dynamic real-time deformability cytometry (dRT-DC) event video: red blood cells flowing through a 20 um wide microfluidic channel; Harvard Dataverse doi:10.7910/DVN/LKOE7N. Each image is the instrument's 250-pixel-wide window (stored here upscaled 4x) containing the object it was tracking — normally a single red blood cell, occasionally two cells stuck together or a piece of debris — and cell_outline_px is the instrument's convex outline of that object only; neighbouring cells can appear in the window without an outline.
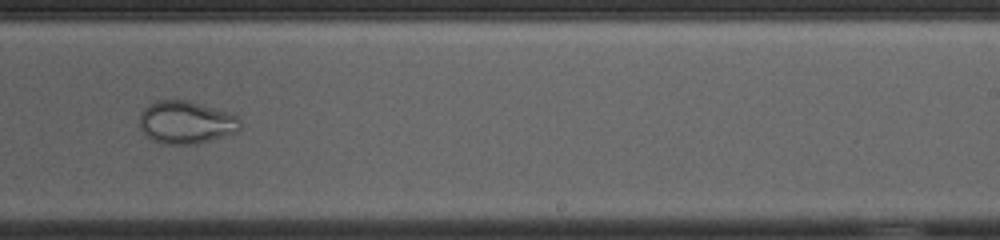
{"species": "common noctule bat (a hibernating species)", "species_latin": "Nyctalus noctula", "temperature_condition": "cold", "stored_images_in_passage": 34, "camera_frame_rate_fps": 3000, "um_per_image_px": 0.085, "animal": {"sex": "female", "body_mass_g": 23.0, "forearm_length_mm": 53.4}, "frame": {"image": 1, "passage_image": 20, "time_ms": 6.333, "image_size_px": [1000, 240], "cell_outline_px": [[240, 128], [236, 132], [196, 144], [164, 144], [152, 140], [140, 128], [140, 112], [148, 104], [156, 100], [188, 100], [236, 116], [240, 120]], "centroid_in_image_um": [15.76, 10.4], "position_along_channel_um": 273.2, "area_um2": 24.74}, "authors_computed_cell_mechanics": {"area_um2": 27.744, "velocity_mm_per_s": 3.7183, "shape_relaxation_time_tau1_ms": null, "shape_relaxation_time_tau2_ms": 1.6885, "deformation_change_tau1": null, "deformation_change_tau2": 0.039}}